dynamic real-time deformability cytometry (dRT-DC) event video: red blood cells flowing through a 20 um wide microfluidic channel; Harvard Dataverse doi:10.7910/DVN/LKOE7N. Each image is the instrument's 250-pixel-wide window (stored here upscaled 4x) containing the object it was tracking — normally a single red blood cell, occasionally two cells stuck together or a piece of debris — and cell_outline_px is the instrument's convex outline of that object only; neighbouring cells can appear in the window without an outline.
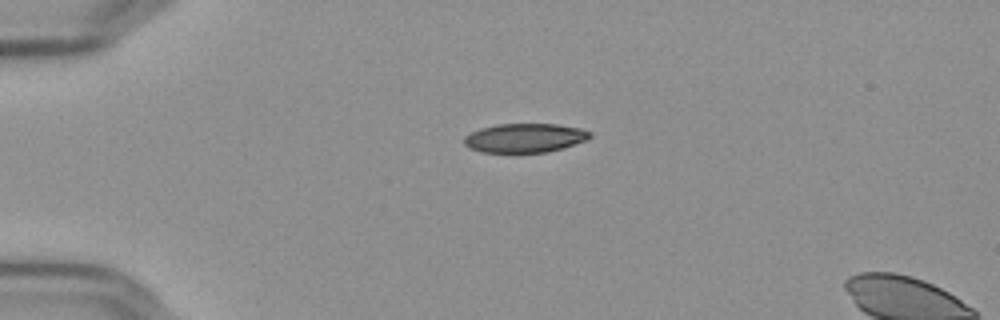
{"species": "Egyptian fruit bat (a non-hibernating species)", "species_latin": "Rousettus aegyptiacus", "temperature_condition": "cold", "stored_images_in_passage": 6, "camera_frame_rate_fps": 3000, "um_per_image_px": 0.085, "frame": {"image": 1, "passage_image": 1, "time_ms": 0.0, "image_size_px": [1000, 320], "cell_outline_px": [[592, 136], [588, 140], [564, 148], [548, 152], [480, 152], [468, 148], [464, 144], [464, 136], [480, 128], [496, 124], [556, 124], [580, 128], [592, 132]], "centroid_in_image_um": [44.63, 11.72], "position_along_channel_um": 40.4, "area_um2": 21.5}}